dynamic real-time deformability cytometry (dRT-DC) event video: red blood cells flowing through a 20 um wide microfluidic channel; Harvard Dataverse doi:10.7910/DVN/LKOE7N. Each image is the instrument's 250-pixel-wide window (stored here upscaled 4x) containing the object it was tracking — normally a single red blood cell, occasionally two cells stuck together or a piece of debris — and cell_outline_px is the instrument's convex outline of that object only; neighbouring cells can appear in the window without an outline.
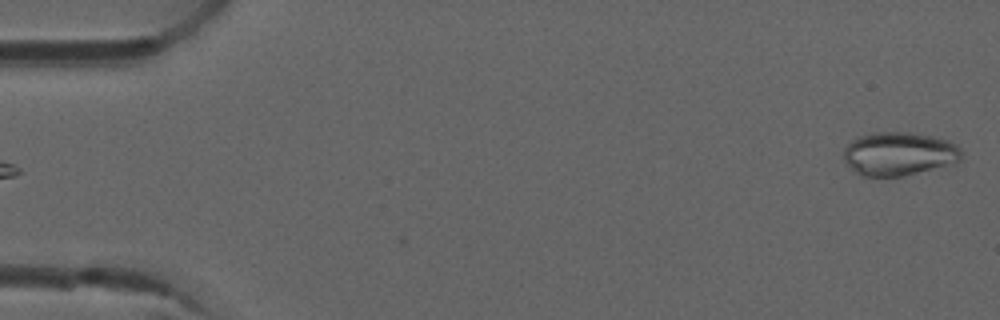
{"species": "common noctule bat (a hibernating species)", "species_latin": "Nyctalus noctula", "temperature_condition": "room temperature", "stored_images_in_passage": 5, "camera_frame_rate_fps": 3000, "um_per_image_px": 0.085, "animal": {"sex": "male", "forearm_length_mm": 52.5}, "frame": {"image": 1, "passage_image": 5, "time_ms": 1.333, "image_size_px": [1000, 320], "cell_outline_px": [[964, 156], [956, 164], [904, 176], [860, 176], [844, 160], [844, 148], [856, 136], [872, 132], [908, 132], [932, 136], [948, 140], [956, 144], [960, 148]], "centroid_in_image_um": [76.45, 13.07], "position_along_channel_um": 8.5, "area_um2": 30.35}}